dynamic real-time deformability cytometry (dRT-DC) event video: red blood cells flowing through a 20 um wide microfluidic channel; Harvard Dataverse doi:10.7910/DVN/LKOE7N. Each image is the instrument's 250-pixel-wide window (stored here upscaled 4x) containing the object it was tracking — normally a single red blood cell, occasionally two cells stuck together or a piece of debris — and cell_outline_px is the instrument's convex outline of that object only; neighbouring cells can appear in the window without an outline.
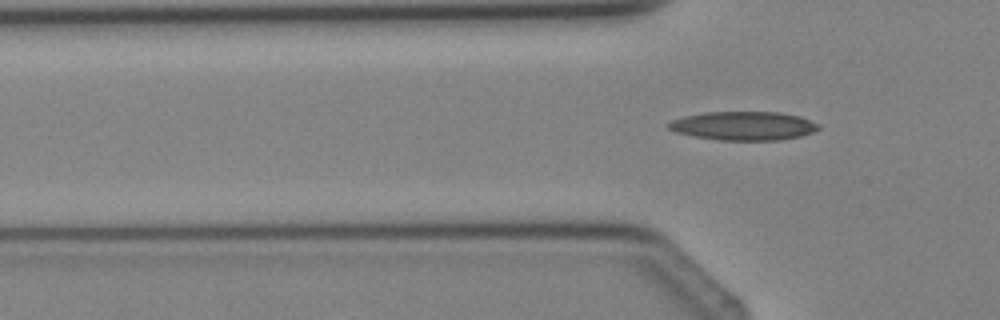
{"species": "Egyptian fruit bat (a non-hibernating species)", "species_latin": "Rousettus aegyptiacus", "temperature_condition": "cold", "stored_images_in_passage": 5, "segment_of_instrument_passage": [2, 2], "camera_frame_rate_fps": 3000, "um_per_image_px": 0.085, "animal": {"sex": "female"}, "frame": {"image": 1, "passage_image": 5, "time_ms": 5.333, "image_size_px": [1000, 320], "cell_outline_px": [[820, 128], [812, 132], [800, 136], [780, 140], [720, 140], [696, 136], [676, 132], [668, 128], [664, 124], [672, 120], [684, 116], [704, 112], [780, 112], [800, 116], [820, 124]], "centroid_in_image_um": [63.2, 10.69], "position_along_channel_um": 62.6, "area_um2": 25.14}}